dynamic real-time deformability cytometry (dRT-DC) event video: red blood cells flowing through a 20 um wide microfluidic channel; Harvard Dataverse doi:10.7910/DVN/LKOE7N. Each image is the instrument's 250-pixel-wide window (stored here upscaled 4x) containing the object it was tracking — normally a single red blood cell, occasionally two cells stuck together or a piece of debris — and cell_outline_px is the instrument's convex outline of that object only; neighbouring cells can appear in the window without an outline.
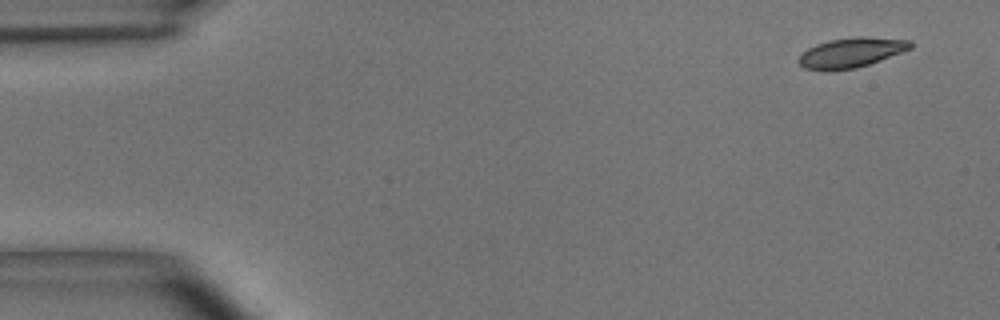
{"species": "common noctule bat (a hibernating species)", "species_latin": "Nyctalus noctula", "temperature_condition": "room temperature", "stored_images_in_passage": 5, "camera_frame_rate_fps": 3000, "um_per_image_px": 0.085, "animal": {"sex": "male", "body_mass_g": 15.6}, "frame": {"image": 1, "passage_image": 1, "time_ms": 0.0, "image_size_px": [1000, 320], "cell_outline_px": [[912, 48], [880, 60], [856, 68], [832, 72], [824, 72], [804, 68], [796, 60], [808, 48], [816, 44], [828, 40], [852, 36], [864, 36], [912, 40]], "centroid_in_image_um": [72.32, 4.48], "position_along_channel_um": 12.7, "area_um2": 19.83}}
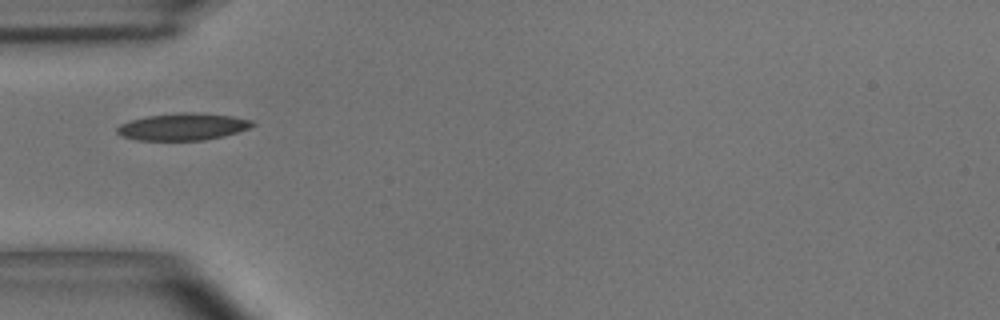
{"frame": {"image": 2, "passage_image": 5, "time_ms": 1.333, "image_size_px": [1000, 320], "cell_outline_px": [[256, 124], [248, 128], [224, 136], [204, 140], [136, 140], [124, 136], [116, 132], [116, 128], [120, 124], [128, 120], [148, 116], [176, 112], [192, 112], [232, 116], [252, 120]], "centroid_in_image_um": [15.52, 10.76], "position_along_channel_um": 69.5, "area_um2": 21.33}}